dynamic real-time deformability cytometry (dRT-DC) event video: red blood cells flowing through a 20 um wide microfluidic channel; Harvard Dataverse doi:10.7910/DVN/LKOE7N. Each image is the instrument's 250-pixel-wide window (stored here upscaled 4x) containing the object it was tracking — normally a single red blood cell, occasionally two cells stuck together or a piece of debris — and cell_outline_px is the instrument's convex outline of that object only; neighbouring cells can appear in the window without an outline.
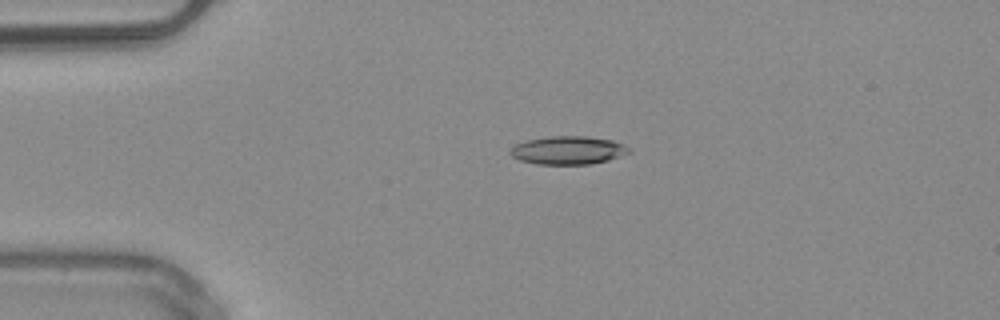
{"species": "common noctule bat (a hibernating species)", "species_latin": "Nyctalus noctula", "temperature_condition": "warm", "stored_images_in_passage": 40, "camera_frame_rate_fps": 3000, "um_per_image_px": 0.085, "animal": {"sex": "male", "body_mass_g": 20.4}, "frame": {"image": 1, "passage_image": 1, "time_ms": 0.0, "image_size_px": [1000, 320], "cell_outline_px": [[632, 152], [608, 160], [588, 164], [536, 164], [520, 160], [512, 156], [508, 152], [516, 144], [524, 140], [548, 136], [588, 136], [612, 140], [624, 144]], "centroid_in_image_um": [48.27, 12.76], "position_along_channel_um": 36.7, "area_um2": 19.59}}
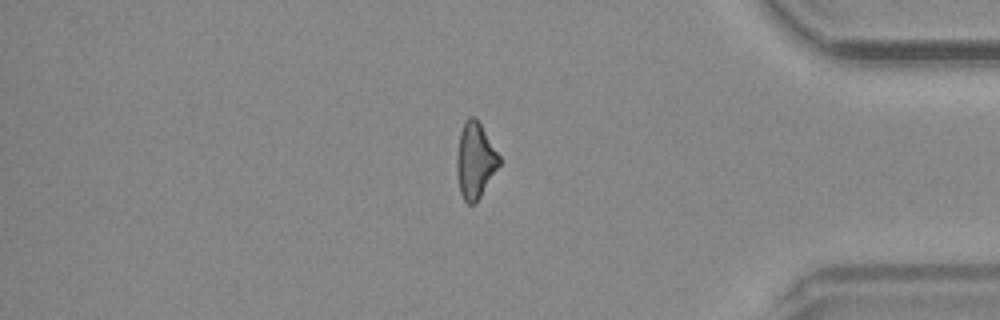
{"frame": {"image": 2, "passage_image": 32, "time_ms": 10.333, "image_size_px": [1000, 320], "cell_outline_px": [[500, 164], [476, 204], [468, 204], [464, 200], [460, 192], [456, 168], [456, 156], [460, 132], [468, 116], [472, 116], [480, 124], [500, 156]], "centroid_in_image_um": [40.38, 13.67], "position_along_channel_um": 394.8, "area_um2": 18.55}}
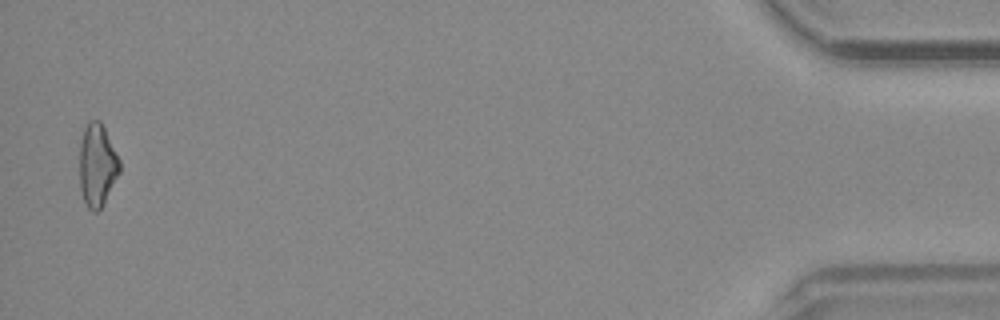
{"frame": {"image": 3, "passage_image": 39, "time_ms": 12.667, "image_size_px": [1000, 320], "cell_outline_px": [[120, 172], [104, 204], [96, 212], [92, 212], [88, 208], [84, 200], [80, 188], [80, 144], [84, 128], [88, 120], [100, 120], [120, 160]], "centroid_in_image_um": [8.26, 14.05], "position_along_channel_um": 426.9, "area_um2": 19.31}, "authors_computed_cell_mechanics": {"area_um2": 19.2763, "velocity_mm_per_s": 4.0722, "shape_relaxation_time_tau1_ms": 7.1008, "shape_relaxation_time_tau2_ms": 7.7429, "deformation_change_tau1": 0.1863, "deformation_change_tau2": 0.2134}}